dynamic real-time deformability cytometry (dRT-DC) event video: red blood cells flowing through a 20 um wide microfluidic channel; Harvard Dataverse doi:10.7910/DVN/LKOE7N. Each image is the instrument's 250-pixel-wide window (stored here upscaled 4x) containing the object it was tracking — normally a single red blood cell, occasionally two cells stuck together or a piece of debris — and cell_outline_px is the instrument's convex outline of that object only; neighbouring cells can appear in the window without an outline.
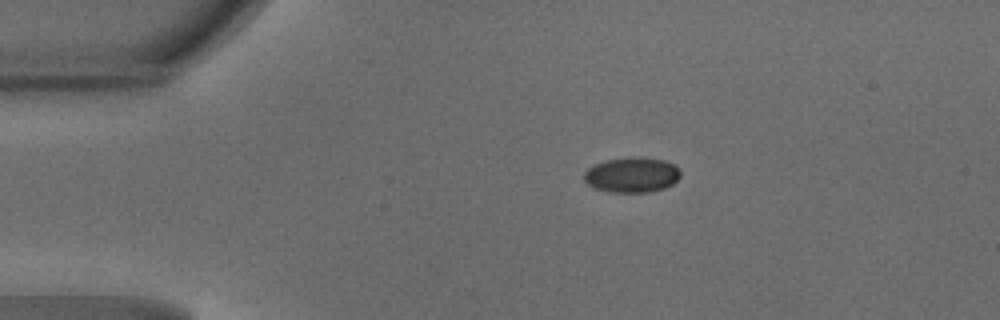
{"species": "common noctule bat (a hibernating species)", "species_latin": "Nyctalus noctula", "temperature_condition": "warm", "stored_images_in_passage": 40, "camera_frame_rate_fps": 3000, "um_per_image_px": 0.085, "animal": {"sex": "male", "body_mass_g": 18.8}, "frame": {"image": 1, "passage_image": 1, "time_ms": 0.0, "image_size_px": [1000, 320], "cell_outline_px": [[680, 176], [672, 184], [664, 188], [648, 192], [608, 192], [596, 188], [588, 184], [584, 180], [584, 172], [588, 168], [604, 160], [636, 156], [640, 156], [664, 160], [680, 168]], "centroid_in_image_um": [53.71, 14.85], "position_along_channel_um": 31.3, "area_um2": 19.83}}
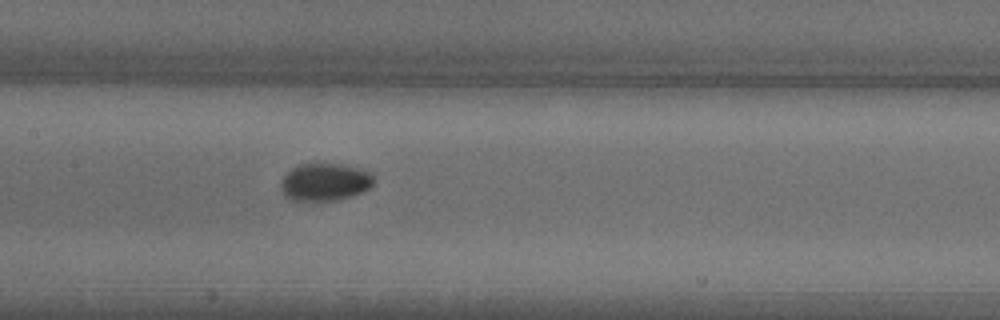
{"frame": {"image": 2, "passage_image": 15, "time_ms": 4.667, "image_size_px": [1000, 320], "cell_outline_px": [[372, 184], [368, 188], [360, 192], [340, 200], [292, 200], [284, 196], [280, 188], [280, 184], [284, 176], [292, 168], [300, 164], [340, 164], [356, 168], [368, 172], [372, 176]], "centroid_in_image_um": [27.55, 15.48], "position_along_channel_um": 179.8, "area_um2": 19.94}}
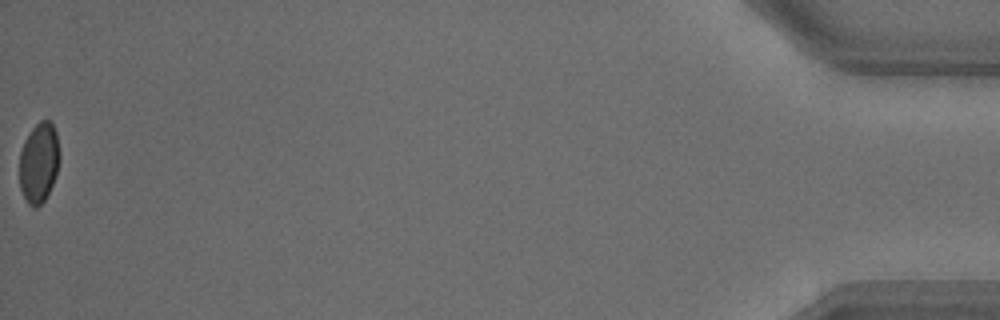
{"frame": {"image": 3, "passage_image": 40, "time_ms": 13.0, "image_size_px": [1000, 320], "cell_outline_px": [[60, 156], [56, 176], [44, 200], [36, 208], [28, 204], [20, 188], [20, 152], [24, 140], [32, 128], [40, 120], [48, 120], [52, 124], [56, 132], [60, 152]], "centroid_in_image_um": [3.31, 13.8], "position_along_channel_um": 431.9, "area_um2": 18.73}, "authors_computed_cell_mechanics": {"area_um2": 19.8254, "velocity_mm_per_s": 4.2004, "shape_relaxation_time_tau1_ms": 6.3104, "shape_relaxation_time_tau2_ms": null, "deformation_change_tau1": 0.1286, "deformation_change_tau2": null}}